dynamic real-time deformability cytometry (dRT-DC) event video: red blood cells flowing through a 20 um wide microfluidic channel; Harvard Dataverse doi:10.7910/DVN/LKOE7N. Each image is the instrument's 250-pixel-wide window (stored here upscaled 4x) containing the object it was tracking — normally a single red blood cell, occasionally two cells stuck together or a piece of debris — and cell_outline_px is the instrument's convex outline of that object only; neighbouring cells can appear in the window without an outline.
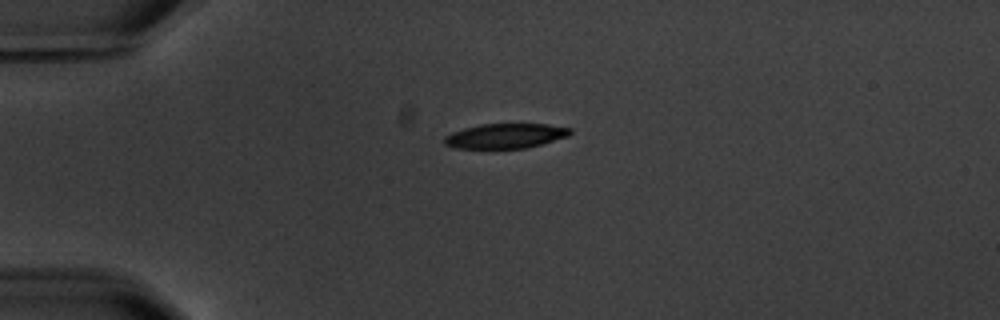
{"species": "common noctule bat (a hibernating species)", "species_latin": "Nyctalus noctula", "temperature_condition": "warm", "stored_images_in_passage": 2, "camera_frame_rate_fps": 3000, "um_per_image_px": 0.085, "animal": {"sex": "male", "body_mass_g": 20.1, "forearm_length_mm": 53.5}, "frame": {"image": 1, "passage_image": 1, "time_ms": 0.0, "image_size_px": [1000, 320], "cell_outline_px": [[572, 132], [568, 136], [528, 148], [452, 148], [444, 144], [444, 136], [452, 132], [464, 128], [484, 124], [548, 124], [572, 128]], "centroid_in_image_um": [42.96, 11.55], "position_along_channel_um": 42.0, "area_um2": 18.21}}